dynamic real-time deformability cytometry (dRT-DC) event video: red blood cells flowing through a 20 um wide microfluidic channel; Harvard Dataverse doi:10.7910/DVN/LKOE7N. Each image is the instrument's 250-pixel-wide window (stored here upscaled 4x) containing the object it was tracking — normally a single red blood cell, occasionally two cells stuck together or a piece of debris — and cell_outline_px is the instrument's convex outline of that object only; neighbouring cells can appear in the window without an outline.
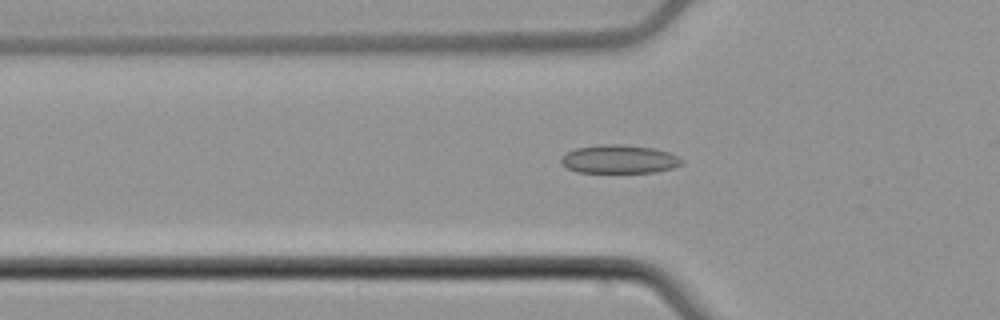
{"species": "common noctule bat (a hibernating species)", "species_latin": "Nyctalus noctula", "temperature_condition": "cold", "stored_images_in_passage": 44, "camera_frame_rate_fps": 3000, "um_per_image_px": 0.085, "animal": {"sex": "male", "body_mass_g": 21.5, "forearm_length_mm": 52.0}, "frame": {"image": 1, "passage_image": 18, "time_ms": 5.667, "image_size_px": [1000, 320], "cell_outline_px": [[684, 164], [672, 168], [656, 172], [576, 172], [560, 164], [560, 160], [568, 152], [576, 148], [600, 144], [620, 144], [656, 148], [668, 152], [684, 160]], "centroid_in_image_um": [52.65, 13.53], "position_along_channel_um": 73.1, "area_um2": 20.06}}
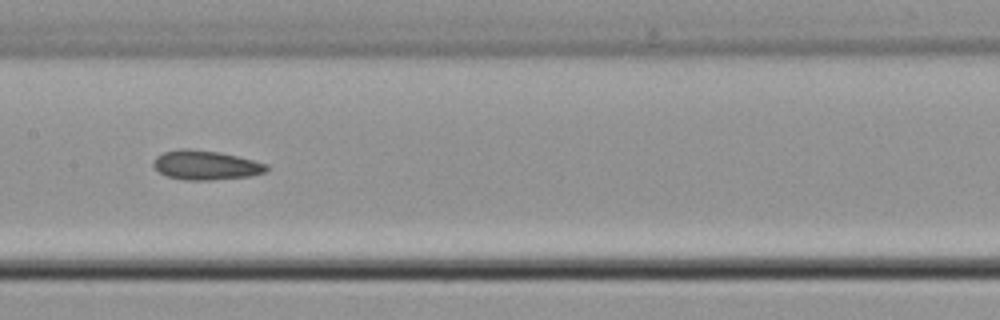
{"frame": {"image": 2, "passage_image": 27, "time_ms": 8.667, "image_size_px": [1000, 320], "cell_outline_px": [[268, 168], [264, 172], [248, 176], [212, 180], [184, 180], [168, 176], [160, 172], [152, 164], [156, 156], [164, 152], [180, 148], [188, 148], [220, 152], [268, 164]], "centroid_in_image_um": [17.46, 14.03], "position_along_channel_um": 189.9, "area_um2": 19.19}}
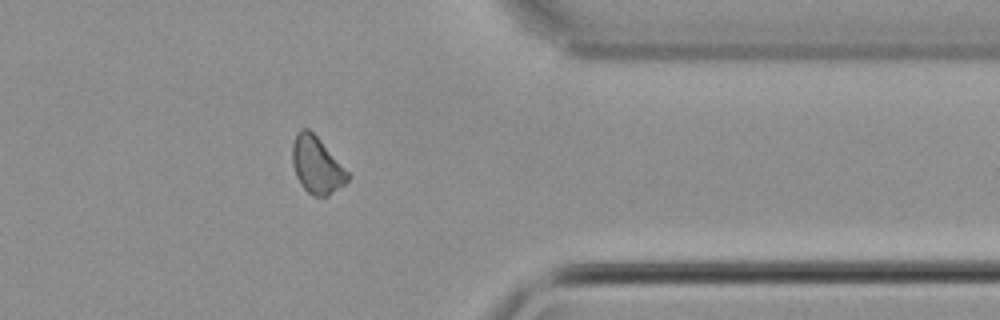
{"frame": {"image": 3, "passage_image": 43, "time_ms": 14.0, "image_size_px": [1000, 320], "cell_outline_px": [[352, 176], [344, 184], [328, 196], [312, 196], [300, 184], [296, 176], [292, 164], [292, 144], [296, 132], [300, 128], [308, 128], [320, 140]], "centroid_in_image_um": [26.9, 14.04], "position_along_channel_um": 384.5, "area_um2": 18.32}}